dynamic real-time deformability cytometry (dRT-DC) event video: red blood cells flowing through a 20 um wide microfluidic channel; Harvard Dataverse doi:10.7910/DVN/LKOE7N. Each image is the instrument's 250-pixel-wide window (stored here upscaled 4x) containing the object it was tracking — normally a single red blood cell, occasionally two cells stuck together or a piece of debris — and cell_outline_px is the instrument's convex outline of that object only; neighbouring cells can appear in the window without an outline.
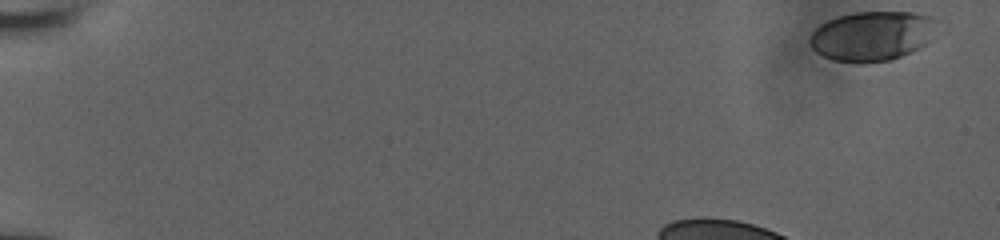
{"species": "human", "species_latin": "Homo sapiens", "temperature_condition": "room temperature", "stored_images_in_passage": 41, "camera_frame_rate_fps": 3000, "um_per_image_px": 0.085, "donor": {"sex": "male"}, "frame": {"image": 1, "passage_image": 1, "time_ms": 0.0, "image_size_px": [1000, 240], "cell_outline_px": [[940, 24], [928, 40], [924, 44], [900, 56], [888, 60], [860, 64], [832, 60], [816, 52], [812, 48], [808, 40], [812, 32], [820, 24], [828, 20], [840, 16], [856, 12], [912, 12], [932, 16]], "centroid_in_image_um": [74.11, 3.05], "position_along_channel_um": 10.9, "area_um2": 36.82}}
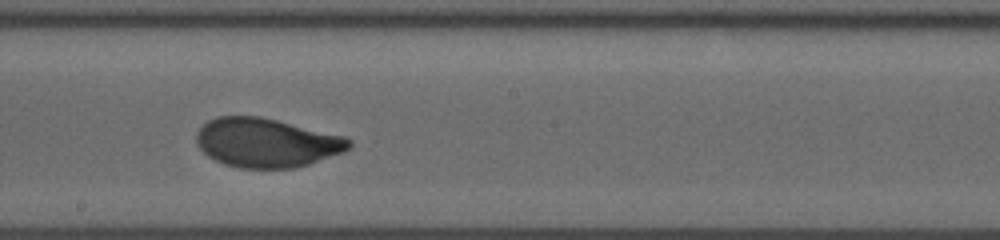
{"frame": {"image": 2, "passage_image": 27, "time_ms": 8.667, "image_size_px": [1000, 240], "cell_outline_px": [[352, 144], [344, 152], [296, 168], [240, 168], [224, 164], [208, 156], [196, 144], [196, 132], [208, 120], [216, 116], [260, 116], [344, 136], [352, 140]], "centroid_in_image_um": [22.64, 12.13], "position_along_channel_um": 225.6, "area_um2": 43.64}}
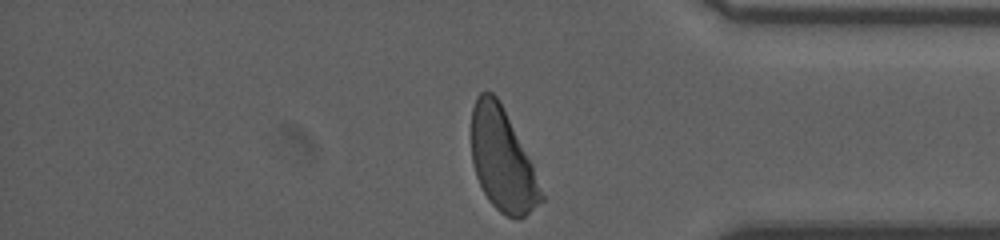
{"frame": {"image": 3, "passage_image": 41, "time_ms": 13.333, "image_size_px": [1000, 240], "cell_outline_px": [[544, 200], [520, 220], [516, 220], [500, 212], [488, 200], [476, 176], [472, 164], [472, 108], [476, 96], [480, 92], [492, 92], [496, 96], [532, 164], [544, 196]], "centroid_in_image_um": [42.69, 13.64], "position_along_channel_um": 392.5, "area_um2": 41.04}, "authors_computed_cell_mechanics": {"area_um2": 43.5234, "velocity_mm_per_s": 3.8437, "shape_relaxation_time_tau1_ms": 3.5738, "shape_relaxation_time_tau2_ms": null, "deformation_change_tau1": 0.1713, "deformation_change_tau2": null}}